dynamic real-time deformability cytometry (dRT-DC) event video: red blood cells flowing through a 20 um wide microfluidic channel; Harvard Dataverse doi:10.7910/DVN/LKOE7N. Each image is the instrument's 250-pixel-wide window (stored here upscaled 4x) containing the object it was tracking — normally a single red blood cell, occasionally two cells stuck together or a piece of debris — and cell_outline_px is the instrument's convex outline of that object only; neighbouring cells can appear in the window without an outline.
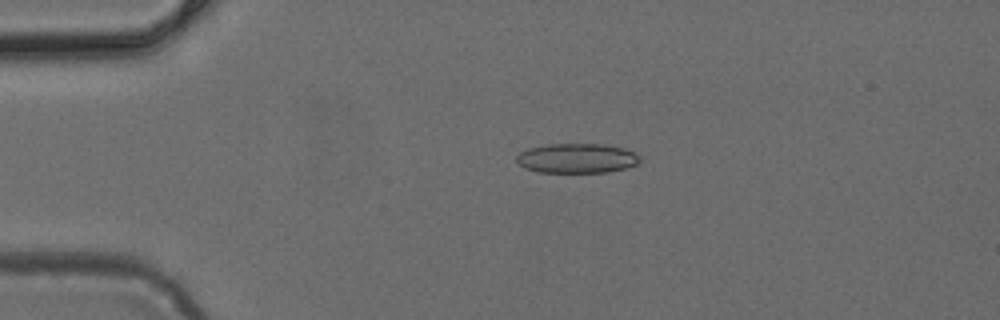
{"species": "common noctule bat (a hibernating species)", "species_latin": "Nyctalus noctula", "temperature_condition": "cold", "stored_images_in_passage": 2, "camera_frame_rate_fps": 3000, "um_per_image_px": 0.085, "animal": {"sex": "female", "body_mass_g": 24.6, "forearm_length_mm": 56.2}, "frame": {"image": 1, "passage_image": 1, "time_ms": 0.0, "image_size_px": [1000, 320], "cell_outline_px": [[640, 160], [636, 164], [624, 168], [608, 172], [536, 172], [524, 168], [516, 160], [516, 156], [520, 152], [528, 148], [548, 144], [600, 144], [624, 148], [636, 152], [640, 156]], "centroid_in_image_um": [49.02, 13.45], "position_along_channel_um": 36.0, "area_um2": 21.33}}